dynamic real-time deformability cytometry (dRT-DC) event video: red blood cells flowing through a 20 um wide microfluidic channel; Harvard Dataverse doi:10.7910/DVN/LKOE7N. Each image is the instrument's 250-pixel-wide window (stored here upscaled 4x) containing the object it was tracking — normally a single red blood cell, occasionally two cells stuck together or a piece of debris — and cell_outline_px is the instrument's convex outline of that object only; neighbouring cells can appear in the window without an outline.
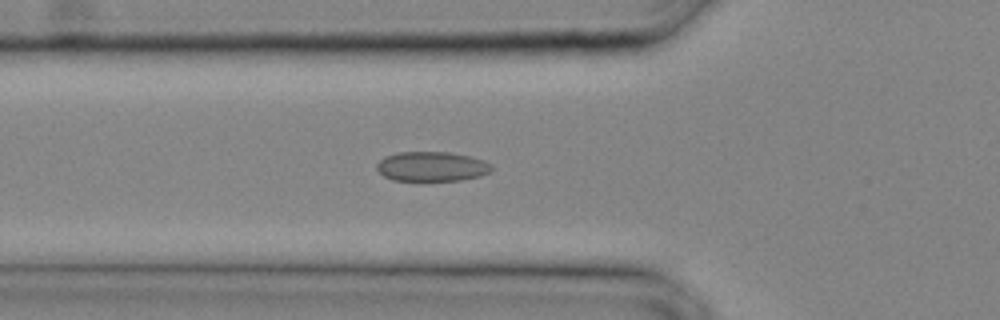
{"species": "common noctule bat (a hibernating species)", "species_latin": "Nyctalus noctula", "temperature_condition": "cold", "stored_images_in_passage": 23, "camera_frame_rate_fps": 3000, "um_per_image_px": 0.085, "animal": {"sex": "male", "body_mass_g": 20.4}, "frame": {"image": 1, "passage_image": 4, "time_ms": 1.0, "image_size_px": [1000, 320], "cell_outline_px": [[492, 172], [480, 176], [460, 180], [392, 180], [384, 176], [376, 168], [376, 164], [384, 156], [396, 152], [448, 152], [468, 156], [484, 160], [492, 164]], "centroid_in_image_um": [36.7, 14.14], "position_along_channel_um": 89.1, "area_um2": 19.88}}
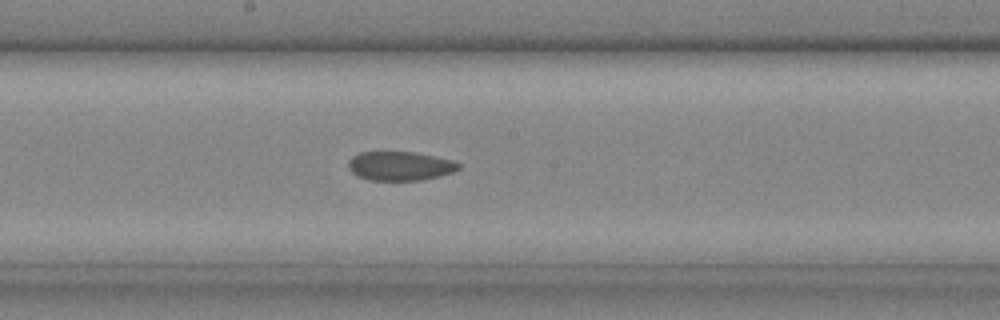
{"frame": {"image": 2, "passage_image": 10, "time_ms": 3.0, "image_size_px": [1000, 320], "cell_outline_px": [[460, 168], [452, 172], [420, 180], [368, 180], [352, 172], [348, 168], [348, 160], [352, 156], [360, 152], [416, 152], [452, 160], [460, 164]], "centroid_in_image_um": [33.97, 14.1], "position_along_channel_um": 214.2, "area_um2": 18.5}}